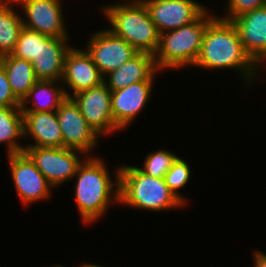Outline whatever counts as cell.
<instances>
[{"label":"cell","instance_id":"cell-1","mask_svg":"<svg viewBox=\"0 0 266 267\" xmlns=\"http://www.w3.org/2000/svg\"><path fill=\"white\" fill-rule=\"evenodd\" d=\"M193 66L208 70H238L242 80H247V85L255 81L259 67L245 52L236 26L219 16L207 25L200 53Z\"/></svg>","mask_w":266,"mask_h":267},{"label":"cell","instance_id":"cell-2","mask_svg":"<svg viewBox=\"0 0 266 267\" xmlns=\"http://www.w3.org/2000/svg\"><path fill=\"white\" fill-rule=\"evenodd\" d=\"M100 157H87L79 165L73 178L77 179L75 202L85 224L95 223L106 214L111 201L119 204L120 167L111 178L105 162Z\"/></svg>","mask_w":266,"mask_h":267},{"label":"cell","instance_id":"cell-3","mask_svg":"<svg viewBox=\"0 0 266 267\" xmlns=\"http://www.w3.org/2000/svg\"><path fill=\"white\" fill-rule=\"evenodd\" d=\"M102 11L112 27L108 30L127 41L137 52L154 56L160 33L141 0L109 4L103 6Z\"/></svg>","mask_w":266,"mask_h":267},{"label":"cell","instance_id":"cell-4","mask_svg":"<svg viewBox=\"0 0 266 267\" xmlns=\"http://www.w3.org/2000/svg\"><path fill=\"white\" fill-rule=\"evenodd\" d=\"M119 181L120 205L149 211H167L185 205L169 189L164 178L148 176L136 166L121 165Z\"/></svg>","mask_w":266,"mask_h":267},{"label":"cell","instance_id":"cell-5","mask_svg":"<svg viewBox=\"0 0 266 267\" xmlns=\"http://www.w3.org/2000/svg\"><path fill=\"white\" fill-rule=\"evenodd\" d=\"M215 17L206 9L190 24L161 33L154 54L157 69L179 70L184 66H193L200 53L207 25Z\"/></svg>","mask_w":266,"mask_h":267},{"label":"cell","instance_id":"cell-6","mask_svg":"<svg viewBox=\"0 0 266 267\" xmlns=\"http://www.w3.org/2000/svg\"><path fill=\"white\" fill-rule=\"evenodd\" d=\"M54 188L73 179L83 162L76 153L84 152L65 147H25L24 151Z\"/></svg>","mask_w":266,"mask_h":267},{"label":"cell","instance_id":"cell-7","mask_svg":"<svg viewBox=\"0 0 266 267\" xmlns=\"http://www.w3.org/2000/svg\"><path fill=\"white\" fill-rule=\"evenodd\" d=\"M63 136V147L89 153L98 144L100 137L81 114L78 104L72 97H66L56 110ZM89 152V153H88Z\"/></svg>","mask_w":266,"mask_h":267},{"label":"cell","instance_id":"cell-8","mask_svg":"<svg viewBox=\"0 0 266 267\" xmlns=\"http://www.w3.org/2000/svg\"><path fill=\"white\" fill-rule=\"evenodd\" d=\"M8 156L12 180L20 201L29 205L48 199L53 188L44 175L37 169L34 162L25 153H15ZM48 197V198H47Z\"/></svg>","mask_w":266,"mask_h":267},{"label":"cell","instance_id":"cell-9","mask_svg":"<svg viewBox=\"0 0 266 267\" xmlns=\"http://www.w3.org/2000/svg\"><path fill=\"white\" fill-rule=\"evenodd\" d=\"M87 123L101 135L112 134L121 129L115 124L112 115L111 90L102 84L72 95Z\"/></svg>","mask_w":266,"mask_h":267},{"label":"cell","instance_id":"cell-10","mask_svg":"<svg viewBox=\"0 0 266 267\" xmlns=\"http://www.w3.org/2000/svg\"><path fill=\"white\" fill-rule=\"evenodd\" d=\"M62 0H17L23 14L24 27L54 38H68L63 17Z\"/></svg>","mask_w":266,"mask_h":267},{"label":"cell","instance_id":"cell-11","mask_svg":"<svg viewBox=\"0 0 266 267\" xmlns=\"http://www.w3.org/2000/svg\"><path fill=\"white\" fill-rule=\"evenodd\" d=\"M90 37L85 50L104 77L138 53L127 41L115 36L108 28L97 31Z\"/></svg>","mask_w":266,"mask_h":267},{"label":"cell","instance_id":"cell-12","mask_svg":"<svg viewBox=\"0 0 266 267\" xmlns=\"http://www.w3.org/2000/svg\"><path fill=\"white\" fill-rule=\"evenodd\" d=\"M159 33L178 29L195 21L206 7L195 0H141Z\"/></svg>","mask_w":266,"mask_h":267},{"label":"cell","instance_id":"cell-13","mask_svg":"<svg viewBox=\"0 0 266 267\" xmlns=\"http://www.w3.org/2000/svg\"><path fill=\"white\" fill-rule=\"evenodd\" d=\"M104 82V76L93 62L86 50H81L71 46L65 57L64 74L62 83H66L67 89L64 90L66 97L72 94L98 86Z\"/></svg>","mask_w":266,"mask_h":267},{"label":"cell","instance_id":"cell-14","mask_svg":"<svg viewBox=\"0 0 266 267\" xmlns=\"http://www.w3.org/2000/svg\"><path fill=\"white\" fill-rule=\"evenodd\" d=\"M232 23L238 30L245 52L260 70L266 62V5L237 16Z\"/></svg>","mask_w":266,"mask_h":267},{"label":"cell","instance_id":"cell-15","mask_svg":"<svg viewBox=\"0 0 266 267\" xmlns=\"http://www.w3.org/2000/svg\"><path fill=\"white\" fill-rule=\"evenodd\" d=\"M153 81H140L111 92L112 115L122 130L135 121L152 94Z\"/></svg>","mask_w":266,"mask_h":267},{"label":"cell","instance_id":"cell-16","mask_svg":"<svg viewBox=\"0 0 266 267\" xmlns=\"http://www.w3.org/2000/svg\"><path fill=\"white\" fill-rule=\"evenodd\" d=\"M68 41V38L45 36L42 42H39L38 55L31 61L38 80L62 81L65 57L71 49Z\"/></svg>","mask_w":266,"mask_h":267},{"label":"cell","instance_id":"cell-17","mask_svg":"<svg viewBox=\"0 0 266 267\" xmlns=\"http://www.w3.org/2000/svg\"><path fill=\"white\" fill-rule=\"evenodd\" d=\"M24 138L32 137L34 144L25 147H63V136L56 111H22Z\"/></svg>","mask_w":266,"mask_h":267},{"label":"cell","instance_id":"cell-18","mask_svg":"<svg viewBox=\"0 0 266 267\" xmlns=\"http://www.w3.org/2000/svg\"><path fill=\"white\" fill-rule=\"evenodd\" d=\"M157 72L159 70L156 67L154 56L138 52L116 70L105 75L104 83L111 92L117 91L135 82L153 81Z\"/></svg>","mask_w":266,"mask_h":267},{"label":"cell","instance_id":"cell-19","mask_svg":"<svg viewBox=\"0 0 266 267\" xmlns=\"http://www.w3.org/2000/svg\"><path fill=\"white\" fill-rule=\"evenodd\" d=\"M60 82L55 80H38L21 101V110L35 112L56 111L60 103L66 98L65 89L61 86ZM28 102H31V108L28 106Z\"/></svg>","mask_w":266,"mask_h":267},{"label":"cell","instance_id":"cell-20","mask_svg":"<svg viewBox=\"0 0 266 267\" xmlns=\"http://www.w3.org/2000/svg\"><path fill=\"white\" fill-rule=\"evenodd\" d=\"M0 64L7 73L9 84L15 96L22 101L38 81L32 63L11 54L0 57Z\"/></svg>","mask_w":266,"mask_h":267},{"label":"cell","instance_id":"cell-21","mask_svg":"<svg viewBox=\"0 0 266 267\" xmlns=\"http://www.w3.org/2000/svg\"><path fill=\"white\" fill-rule=\"evenodd\" d=\"M20 138H24L21 107H0V143H7V155L25 151Z\"/></svg>","mask_w":266,"mask_h":267},{"label":"cell","instance_id":"cell-22","mask_svg":"<svg viewBox=\"0 0 266 267\" xmlns=\"http://www.w3.org/2000/svg\"><path fill=\"white\" fill-rule=\"evenodd\" d=\"M14 4L0 5V57L11 54L24 27L22 16L12 7Z\"/></svg>","mask_w":266,"mask_h":267},{"label":"cell","instance_id":"cell-23","mask_svg":"<svg viewBox=\"0 0 266 267\" xmlns=\"http://www.w3.org/2000/svg\"><path fill=\"white\" fill-rule=\"evenodd\" d=\"M178 157L169 150L159 149L156 152H150L144 160V167H138V169L148 176L164 178Z\"/></svg>","mask_w":266,"mask_h":267},{"label":"cell","instance_id":"cell-24","mask_svg":"<svg viewBox=\"0 0 266 267\" xmlns=\"http://www.w3.org/2000/svg\"><path fill=\"white\" fill-rule=\"evenodd\" d=\"M45 36L37 31L23 27L11 55L30 62L33 61V58L38 55L39 42H42Z\"/></svg>","mask_w":266,"mask_h":267},{"label":"cell","instance_id":"cell-25","mask_svg":"<svg viewBox=\"0 0 266 267\" xmlns=\"http://www.w3.org/2000/svg\"><path fill=\"white\" fill-rule=\"evenodd\" d=\"M190 167L188 163L181 159L180 157L173 163L170 170L164 176L165 183L169 187V189L179 198L185 205L186 199L178 193V190L187 185L188 181H190Z\"/></svg>","mask_w":266,"mask_h":267},{"label":"cell","instance_id":"cell-26","mask_svg":"<svg viewBox=\"0 0 266 267\" xmlns=\"http://www.w3.org/2000/svg\"><path fill=\"white\" fill-rule=\"evenodd\" d=\"M227 13L219 18L232 21L237 16L266 5V0H228Z\"/></svg>","mask_w":266,"mask_h":267},{"label":"cell","instance_id":"cell-27","mask_svg":"<svg viewBox=\"0 0 266 267\" xmlns=\"http://www.w3.org/2000/svg\"><path fill=\"white\" fill-rule=\"evenodd\" d=\"M21 101L13 93L8 76L0 64V107H20Z\"/></svg>","mask_w":266,"mask_h":267},{"label":"cell","instance_id":"cell-28","mask_svg":"<svg viewBox=\"0 0 266 267\" xmlns=\"http://www.w3.org/2000/svg\"><path fill=\"white\" fill-rule=\"evenodd\" d=\"M254 254V267H266V254L261 251L253 252Z\"/></svg>","mask_w":266,"mask_h":267},{"label":"cell","instance_id":"cell-29","mask_svg":"<svg viewBox=\"0 0 266 267\" xmlns=\"http://www.w3.org/2000/svg\"><path fill=\"white\" fill-rule=\"evenodd\" d=\"M81 267H103V266H100V265H94V264H90V263H84V265H81Z\"/></svg>","mask_w":266,"mask_h":267},{"label":"cell","instance_id":"cell-30","mask_svg":"<svg viewBox=\"0 0 266 267\" xmlns=\"http://www.w3.org/2000/svg\"><path fill=\"white\" fill-rule=\"evenodd\" d=\"M12 3V0H0V5L2 4H10Z\"/></svg>","mask_w":266,"mask_h":267},{"label":"cell","instance_id":"cell-31","mask_svg":"<svg viewBox=\"0 0 266 267\" xmlns=\"http://www.w3.org/2000/svg\"><path fill=\"white\" fill-rule=\"evenodd\" d=\"M51 267H52V266H51ZM54 267H64V266H63V265H62V266H60V265H58V264H57V265H56V266H54ZM79 267H81V266H79Z\"/></svg>","mask_w":266,"mask_h":267}]
</instances>
